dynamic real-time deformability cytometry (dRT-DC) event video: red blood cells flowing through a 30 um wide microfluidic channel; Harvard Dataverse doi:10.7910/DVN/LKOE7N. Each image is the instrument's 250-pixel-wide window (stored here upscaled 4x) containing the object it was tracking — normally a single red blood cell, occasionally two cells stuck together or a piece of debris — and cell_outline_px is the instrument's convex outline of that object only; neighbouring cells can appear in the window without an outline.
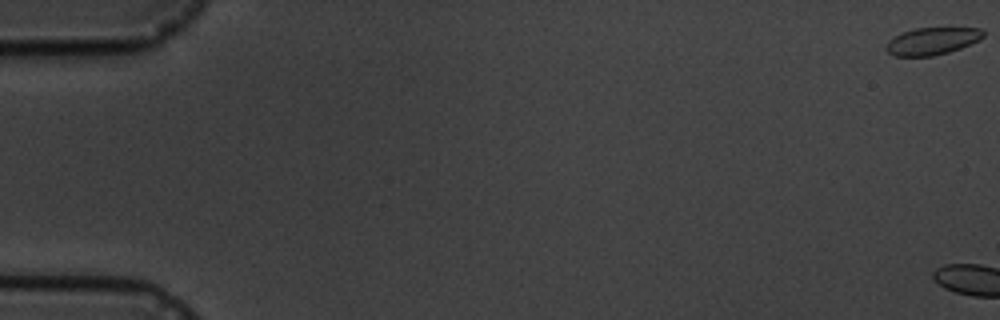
{"species": "common noctule bat (a hibernating species)", "species_latin": "Nyctalus noctula", "temperature_condition": "cold", "stored_images_in_passage": 6, "camera_frame_rate_fps": 3000, "um_per_image_px": 0.085, "animal": {"sex": "male", "body_mass_g": 19.5, "forearm_length_mm": 54.6}, "frame": {"image": 1, "passage_image": 1, "time_ms": 0.0, "image_size_px": [1000, 320], "cell_outline_px": [[984, 36], [980, 40], [960, 48], [948, 52], [932, 56], [892, 56], [884, 48], [888, 40], [904, 32], [916, 28], [980, 28], [984, 32]], "centroid_in_image_um": [79.22, 3.5], "position_along_channel_um": 5.8, "area_um2": 15.37}}